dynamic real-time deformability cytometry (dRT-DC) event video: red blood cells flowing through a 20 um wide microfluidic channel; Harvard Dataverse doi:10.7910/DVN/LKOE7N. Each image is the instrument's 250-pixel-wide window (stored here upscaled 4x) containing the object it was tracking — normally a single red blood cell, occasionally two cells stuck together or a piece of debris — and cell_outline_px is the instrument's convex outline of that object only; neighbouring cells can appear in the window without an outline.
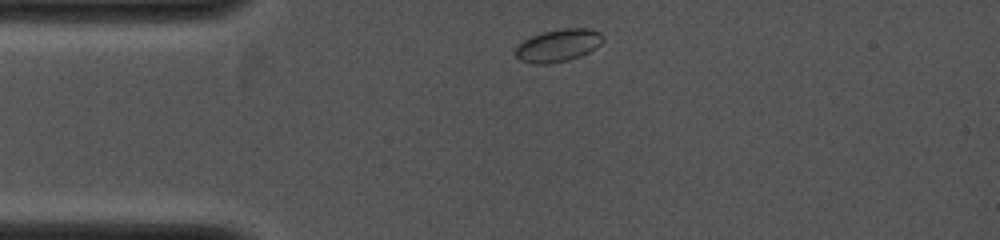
{"species": "common noctule bat (a hibernating species)", "species_latin": "Nyctalus noctula", "temperature_condition": "cold", "stored_images_in_passage": 16, "camera_frame_rate_fps": 4000, "um_per_image_px": 0.085, "animal": {"sex": "female", "body_mass_g": 19.0, "forearm_length_mm": 53.3}, "frame": {"image": 1, "passage_image": 1, "time_ms": 0.0, "image_size_px": [1000, 240], "cell_outline_px": [[604, 40], [596, 48], [580, 56], [568, 60], [548, 64], [536, 64], [520, 60], [516, 56], [516, 48], [524, 40], [532, 36], [544, 32], [564, 28], [592, 28], [600, 32], [604, 36]], "centroid_in_image_um": [47.49, 3.85], "position_along_channel_um": 37.5, "area_um2": 16.53}}
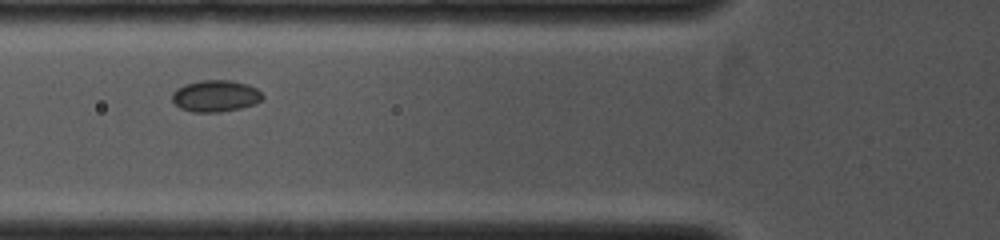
{"frame": {"image": 2, "passage_image": 7, "time_ms": 2.0, "image_size_px": [1000, 240], "cell_outline_px": [[264, 96], [260, 100], [252, 104], [240, 108], [216, 112], [192, 112], [180, 108], [172, 100], [172, 92], [176, 88], [184, 84], [200, 80], [232, 80], [248, 84], [256, 88]], "centroid_in_image_um": [18.28, 8.14], "position_along_channel_um": 107.5, "area_um2": 16.65}}
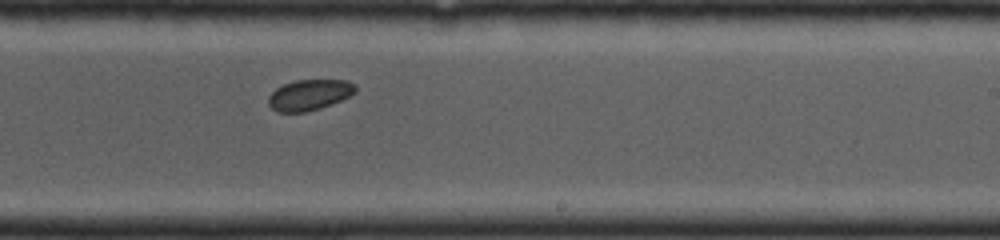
{"frame": {"image": 3, "passage_image": 16, "time_ms": 5.25, "image_size_px": [1000, 240], "cell_outline_px": [[356, 92], [332, 104], [320, 108], [304, 112], [280, 112], [272, 108], [268, 104], [268, 96], [276, 88], [284, 84], [296, 80], [348, 80], [356, 88]], "centroid_in_image_um": [26.27, 8.06], "position_along_channel_um": 262.7, "area_um2": 15.43}}